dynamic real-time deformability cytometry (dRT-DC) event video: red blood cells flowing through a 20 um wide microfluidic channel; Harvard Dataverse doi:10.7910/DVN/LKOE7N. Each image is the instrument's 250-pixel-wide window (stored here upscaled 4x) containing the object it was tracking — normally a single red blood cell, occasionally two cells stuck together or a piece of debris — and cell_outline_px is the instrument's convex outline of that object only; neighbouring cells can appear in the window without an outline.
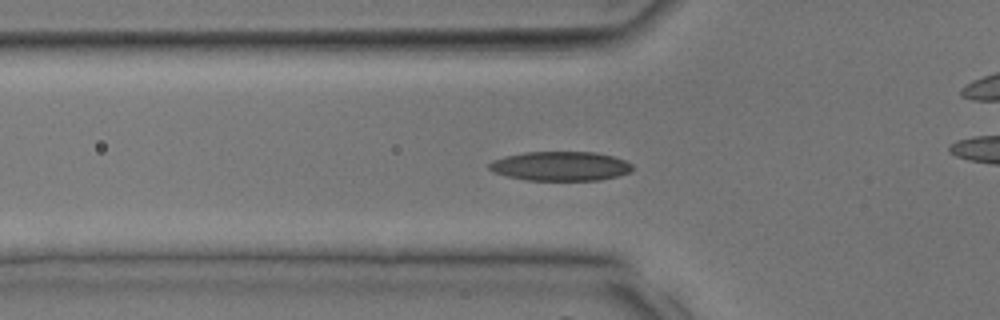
{"species": "common noctule bat (a hibernating species)", "species_latin": "Nyctalus noctula", "temperature_condition": "room temperature", "stored_images_in_passage": 23, "camera_frame_rate_fps": 3000, "um_per_image_px": 0.085, "animal": {"sex": "male", "body_mass_g": 17.9, "forearm_length_mm": 54.2}, "frame": {"image": 1, "passage_image": 4, "time_ms": 1.0, "image_size_px": [1000, 320], "cell_outline_px": [[632, 168], [628, 172], [616, 176], [600, 180], [524, 180], [492, 172], [488, 168], [488, 164], [492, 160], [504, 156], [524, 152], [596, 152], [612, 156], [624, 160], [632, 164]], "centroid_in_image_um": [47.58, 14.11], "position_along_channel_um": 78.2, "area_um2": 24.45}}
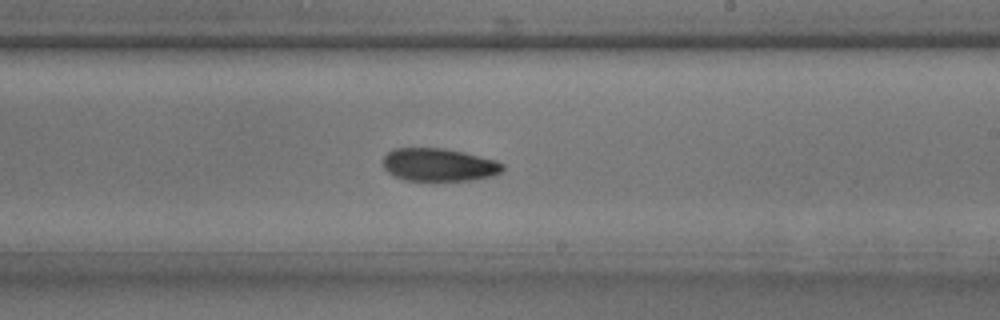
{"frame": {"image": 2, "passage_image": 13, "time_ms": 4.0, "image_size_px": [1000, 320], "cell_outline_px": [[504, 168], [500, 172], [492, 176], [472, 180], [404, 180], [388, 172], [384, 168], [384, 156], [388, 152], [396, 148], [444, 148], [464, 152], [496, 160], [504, 164]], "centroid_in_image_um": [37.33, 14.0], "position_along_channel_um": 251.7, "area_um2": 22.83}}
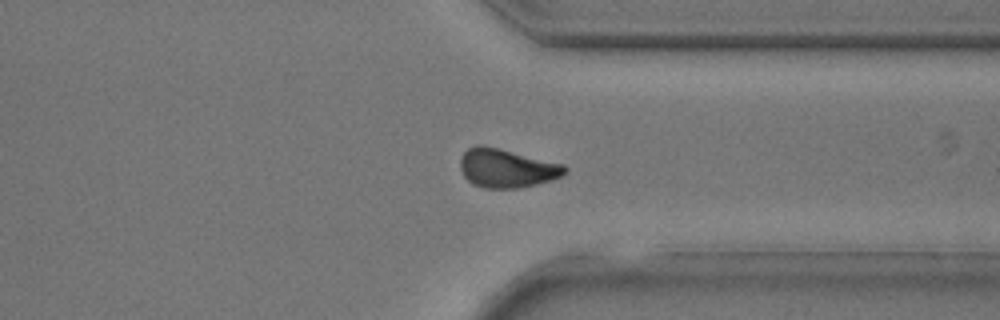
{"frame": {"image": 3, "passage_image": 19, "time_ms": 6.0, "image_size_px": [1000, 320], "cell_outline_px": [[568, 172], [552, 180], [536, 184], [516, 188], [484, 188], [472, 184], [464, 176], [460, 168], [460, 160], [464, 152], [468, 148], [476, 144], [480, 144], [564, 164], [568, 168]], "centroid_in_image_um": [43.06, 14.3], "position_along_channel_um": 368.3, "area_um2": 23.52}}